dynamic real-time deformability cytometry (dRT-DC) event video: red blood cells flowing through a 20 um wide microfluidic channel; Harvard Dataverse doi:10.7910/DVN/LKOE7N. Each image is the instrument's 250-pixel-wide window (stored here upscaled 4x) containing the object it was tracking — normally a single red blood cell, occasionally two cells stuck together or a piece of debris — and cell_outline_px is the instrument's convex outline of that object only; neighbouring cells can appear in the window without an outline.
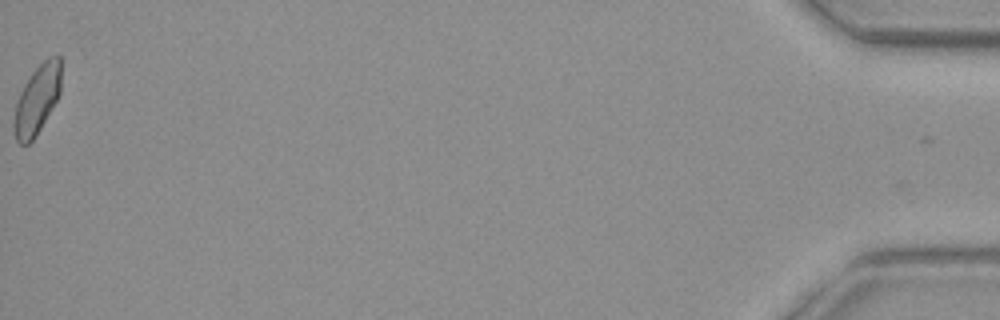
{"species": "common noctule bat (a hibernating species)", "species_latin": "Nyctalus noctula", "temperature_condition": "warm", "stored_images_in_passage": 40, "camera_frame_rate_fps": 3000, "um_per_image_px": 0.085, "animal": {"sex": "female", "body_mass_g": 29.2, "forearm_length_mm": 56.3}, "frame": {"image": 1, "passage_image": 40, "time_ms": 13.0, "image_size_px": [1000, 320], "cell_outline_px": [[60, 92], [56, 100], [40, 128], [32, 140], [28, 144], [20, 144], [16, 140], [12, 128], [12, 120], [16, 104], [20, 92], [24, 84], [32, 72], [48, 56], [56, 52], [60, 56]], "centroid_in_image_um": [3.12, 8.44], "position_along_channel_um": 432.1, "area_um2": 18.9}}